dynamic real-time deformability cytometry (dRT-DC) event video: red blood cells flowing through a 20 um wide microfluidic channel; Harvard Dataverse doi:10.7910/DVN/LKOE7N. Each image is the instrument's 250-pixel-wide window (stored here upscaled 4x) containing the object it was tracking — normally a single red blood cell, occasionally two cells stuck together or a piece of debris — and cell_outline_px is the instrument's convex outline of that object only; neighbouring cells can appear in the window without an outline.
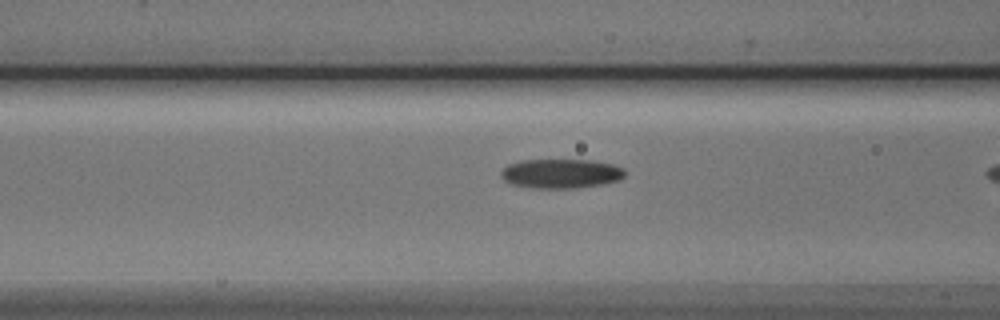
{"species": "Egyptian fruit bat (a non-hibernating species)", "species_latin": "Rousettus aegyptiacus", "temperature_condition": "cold", "stored_images_in_passage": 7, "camera_frame_rate_fps": 3000, "um_per_image_px": 0.085, "animal": {"sex": "male"}, "frame": {"image": 1, "passage_image": 6, "time_ms": 1.667, "image_size_px": [1000, 320], "cell_outline_px": [[624, 176], [616, 180], [600, 184], [576, 188], [528, 188], [508, 184], [500, 176], [500, 172], [508, 164], [520, 160], [588, 160], [612, 164], [624, 168]], "centroid_in_image_um": [47.59, 14.76], "position_along_channel_um": 119.0, "area_um2": 21.21}}